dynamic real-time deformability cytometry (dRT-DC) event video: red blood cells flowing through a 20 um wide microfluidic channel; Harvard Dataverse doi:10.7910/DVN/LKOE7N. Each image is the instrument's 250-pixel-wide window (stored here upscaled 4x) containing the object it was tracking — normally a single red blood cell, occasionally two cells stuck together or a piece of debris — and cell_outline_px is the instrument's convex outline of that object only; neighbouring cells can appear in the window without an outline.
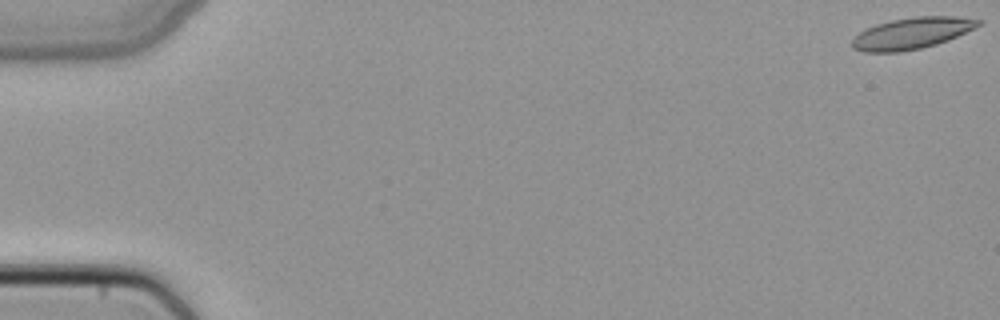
{"species": "common noctule bat (a hibernating species)", "species_latin": "Nyctalus noctula", "temperature_condition": "cold", "stored_images_in_passage": 50, "camera_frame_rate_fps": 3000, "um_per_image_px": 0.085, "animal": {"sex": "female", "body_mass_g": 22.7, "forearm_length_mm": 54.2}, "frame": {"image": 1, "passage_image": 1, "time_ms": 0.0, "image_size_px": [1000, 320], "cell_outline_px": [[984, 20], [980, 24], [948, 40], [936, 44], [920, 48], [900, 52], [864, 52], [852, 48], [852, 40], [860, 32], [876, 24], [892, 20], [916, 16], [956, 16]], "centroid_in_image_um": [77.49, 2.82], "position_along_channel_um": 7.5, "area_um2": 22.83}}
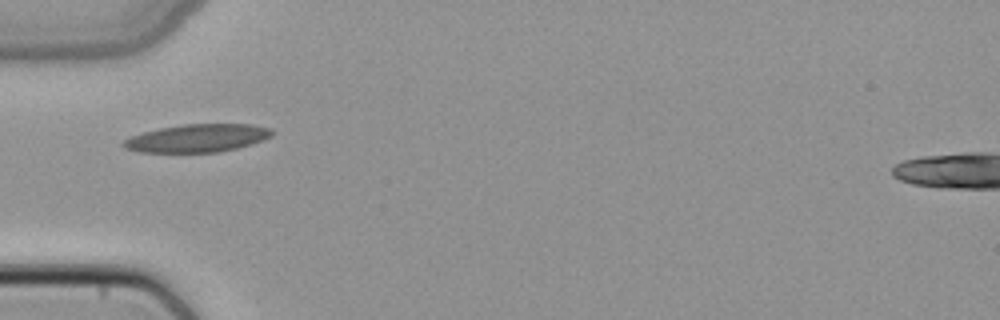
{"frame": {"image": 2, "passage_image": 17, "time_ms": 5.333, "image_size_px": [1000, 320], "cell_outline_px": [[272, 136], [264, 140], [252, 144], [236, 148], [216, 152], [140, 152], [124, 148], [120, 144], [124, 140], [132, 136], [144, 132], [160, 128], [184, 124], [252, 124], [272, 128]], "centroid_in_image_um": [16.79, 11.74], "position_along_channel_um": 68.2, "area_um2": 24.16}}
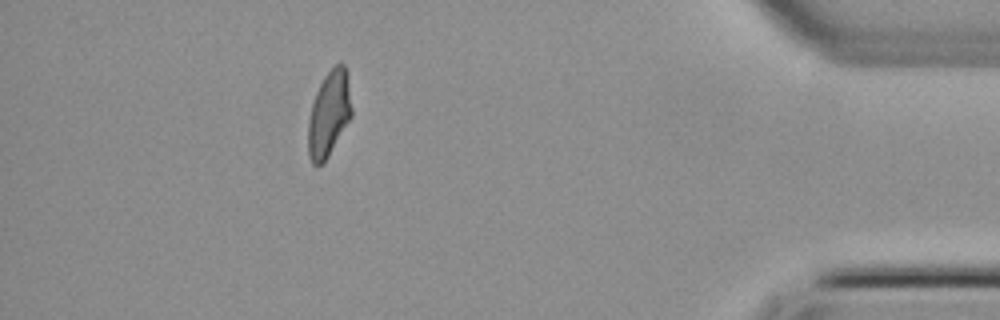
{"frame": {"image": 3, "passage_image": 45, "time_ms": 14.667, "image_size_px": [1000, 320], "cell_outline_px": [[352, 116], [324, 164], [316, 168], [312, 164], [308, 156], [308, 120], [312, 104], [316, 92], [324, 76], [340, 60], [344, 64], [348, 72], [352, 108]], "centroid_in_image_um": [27.97, 9.7], "position_along_channel_um": 407.2, "area_um2": 22.2}}